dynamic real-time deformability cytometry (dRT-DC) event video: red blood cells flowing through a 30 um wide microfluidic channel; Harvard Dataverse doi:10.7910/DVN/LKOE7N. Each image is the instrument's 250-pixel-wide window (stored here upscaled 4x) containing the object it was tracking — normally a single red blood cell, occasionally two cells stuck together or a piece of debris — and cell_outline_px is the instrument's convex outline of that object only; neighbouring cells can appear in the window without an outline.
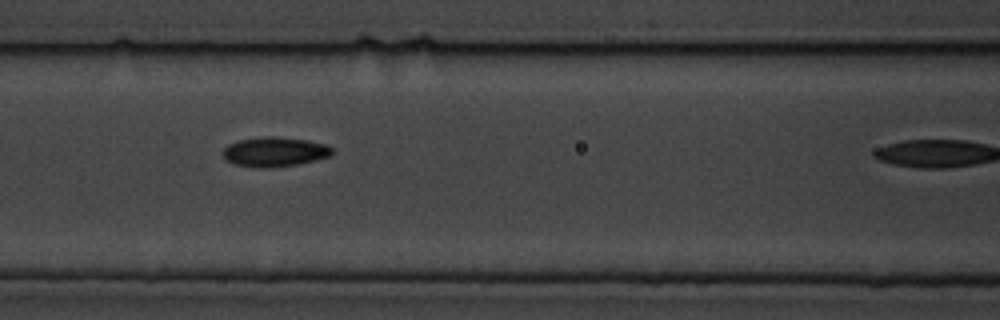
{"species": "common noctule bat (a hibernating species)", "species_latin": "Nyctalus noctula", "temperature_condition": "cold", "stored_images_in_passage": 6, "camera_frame_rate_fps": 3000, "um_per_image_px": 0.085, "animal": {"sex": "male", "body_mass_g": 19.5, "forearm_length_mm": 54.6}, "frame": {"image": 1, "passage_image": 5, "time_ms": 5.333, "image_size_px": [1000, 320], "cell_outline_px": [[332, 156], [316, 160], [296, 164], [268, 168], [260, 168], [232, 164], [224, 160], [224, 148], [228, 144], [236, 140], [264, 136], [272, 136], [308, 140], [324, 144], [332, 148]], "centroid_in_image_um": [23.31, 12.9], "position_along_channel_um": 143.3, "area_um2": 18.96}}